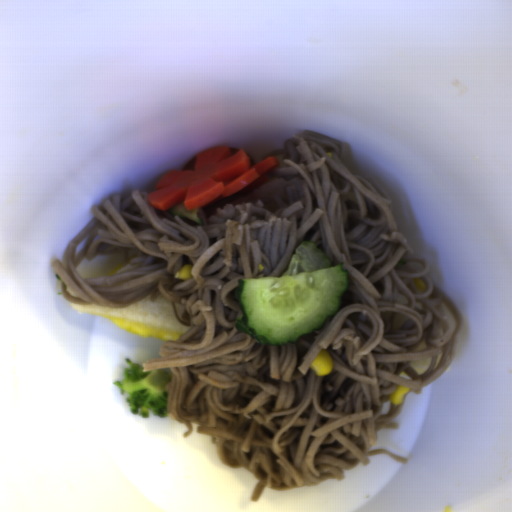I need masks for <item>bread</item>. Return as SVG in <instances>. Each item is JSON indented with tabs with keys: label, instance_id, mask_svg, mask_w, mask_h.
I'll list each match as a JSON object with an SVG mask.
<instances>
[{
	"label": "bread",
	"instance_id": "5",
	"mask_svg": "<svg viewBox=\"0 0 512 512\" xmlns=\"http://www.w3.org/2000/svg\"><path fill=\"white\" fill-rule=\"evenodd\" d=\"M395 301L398 304L408 303V300H407L406 296L402 292L401 293H396Z\"/></svg>",
	"mask_w": 512,
	"mask_h": 512
},
{
	"label": "bread",
	"instance_id": "2",
	"mask_svg": "<svg viewBox=\"0 0 512 512\" xmlns=\"http://www.w3.org/2000/svg\"><path fill=\"white\" fill-rule=\"evenodd\" d=\"M431 361L432 358L430 356L421 359L410 360L409 366L413 369L415 373L420 375L428 370Z\"/></svg>",
	"mask_w": 512,
	"mask_h": 512
},
{
	"label": "bread",
	"instance_id": "4",
	"mask_svg": "<svg viewBox=\"0 0 512 512\" xmlns=\"http://www.w3.org/2000/svg\"><path fill=\"white\" fill-rule=\"evenodd\" d=\"M409 316L404 312H395L392 330L401 327L405 322L409 320Z\"/></svg>",
	"mask_w": 512,
	"mask_h": 512
},
{
	"label": "bread",
	"instance_id": "3",
	"mask_svg": "<svg viewBox=\"0 0 512 512\" xmlns=\"http://www.w3.org/2000/svg\"><path fill=\"white\" fill-rule=\"evenodd\" d=\"M137 266H138V264L125 263L124 262L122 265H120L116 269H114L111 272H109L105 277H109V276H113V275H117V274H122V273H126V272H129V271L135 270Z\"/></svg>",
	"mask_w": 512,
	"mask_h": 512
},
{
	"label": "bread",
	"instance_id": "1",
	"mask_svg": "<svg viewBox=\"0 0 512 512\" xmlns=\"http://www.w3.org/2000/svg\"><path fill=\"white\" fill-rule=\"evenodd\" d=\"M71 309L78 313L96 314L101 316H115L126 320L185 333L189 326L179 322L175 317L171 300L158 295L155 300L147 296L143 300L128 307L99 306L88 302H69Z\"/></svg>",
	"mask_w": 512,
	"mask_h": 512
}]
</instances>
